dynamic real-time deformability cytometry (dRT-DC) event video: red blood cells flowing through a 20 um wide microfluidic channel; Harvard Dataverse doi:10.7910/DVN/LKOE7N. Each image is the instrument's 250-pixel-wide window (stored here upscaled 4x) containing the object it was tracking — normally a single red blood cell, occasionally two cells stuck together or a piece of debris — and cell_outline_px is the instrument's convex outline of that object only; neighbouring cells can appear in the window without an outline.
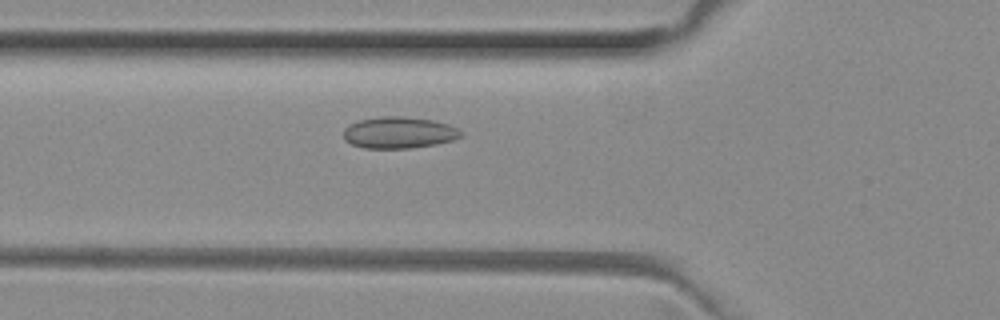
{"species": "common noctule bat (a hibernating species)", "species_latin": "Nyctalus noctula", "temperature_condition": "room temperature", "stored_images_in_passage": 47, "camera_frame_rate_fps": 3000, "um_per_image_px": 0.085, "animal": {"sex": "female", "body_mass_g": 29.2, "forearm_length_mm": 56.3}, "frame": {"image": 1, "passage_image": 18, "time_ms": 5.667, "image_size_px": [1000, 320], "cell_outline_px": [[464, 132], [460, 136], [452, 140], [436, 144], [412, 148], [364, 148], [352, 144], [344, 140], [344, 128], [348, 124], [360, 120], [384, 116], [404, 116], [432, 120], [448, 124]], "centroid_in_image_um": [33.89, 11.27], "position_along_channel_um": 91.9, "area_um2": 21.56}}
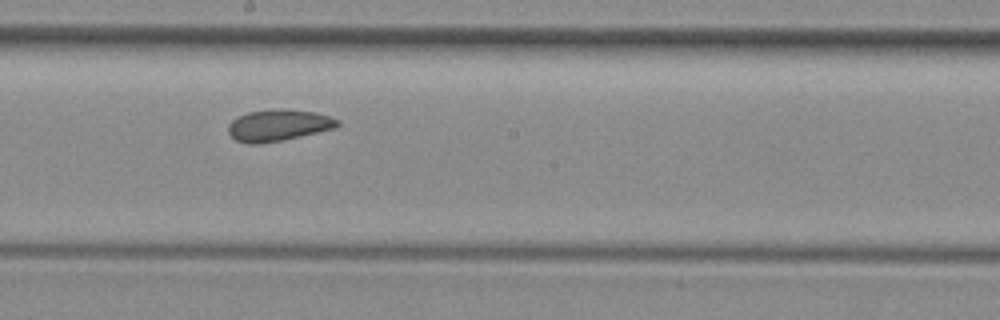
{"frame": {"image": 2, "passage_image": 28, "time_ms": 9.0, "image_size_px": [1000, 320], "cell_outline_px": [[340, 124], [336, 128], [284, 140], [260, 144], [248, 144], [236, 140], [228, 132], [228, 124], [232, 120], [248, 112], [272, 108], [280, 108], [312, 112], [328, 116], [340, 120]], "centroid_in_image_um": [23.66, 10.65], "position_along_channel_um": 224.5, "area_um2": 20.17}}
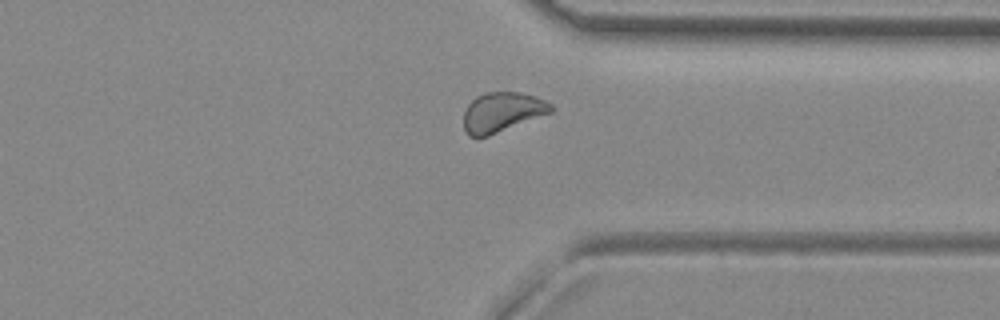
{"frame": {"image": 3, "passage_image": 39, "time_ms": 12.667, "image_size_px": [1000, 320], "cell_outline_px": [[552, 112], [488, 136], [468, 136], [464, 128], [464, 112], [468, 104], [476, 96], [488, 92], [520, 92], [536, 96], [552, 104]], "centroid_in_image_um": [42.67, 9.52], "position_along_channel_um": 368.7, "area_um2": 20.06}, "authors_computed_cell_mechanics": {"area_um2": 20.3456, "velocity_mm_per_s": 3.9731, "shape_relaxation_time_tau1_ms": null, "shape_relaxation_time_tau2_ms": 6.0082, "deformation_change_tau1": null, "deformation_change_tau2": 0.1012}}